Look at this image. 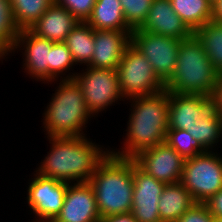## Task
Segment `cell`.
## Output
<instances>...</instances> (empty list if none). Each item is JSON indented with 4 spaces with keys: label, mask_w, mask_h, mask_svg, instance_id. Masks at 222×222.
Returning a JSON list of instances; mask_svg holds the SVG:
<instances>
[{
    "label": "cell",
    "mask_w": 222,
    "mask_h": 222,
    "mask_svg": "<svg viewBox=\"0 0 222 222\" xmlns=\"http://www.w3.org/2000/svg\"><path fill=\"white\" fill-rule=\"evenodd\" d=\"M47 140L50 150L35 172L67 183L89 182L110 152V147L96 144L88 136H52Z\"/></svg>",
    "instance_id": "obj_1"
},
{
    "label": "cell",
    "mask_w": 222,
    "mask_h": 222,
    "mask_svg": "<svg viewBox=\"0 0 222 222\" xmlns=\"http://www.w3.org/2000/svg\"><path fill=\"white\" fill-rule=\"evenodd\" d=\"M129 100V101H128ZM131 104L121 148H110L116 156L133 158L139 152L165 142L168 131L169 91L127 99Z\"/></svg>",
    "instance_id": "obj_2"
},
{
    "label": "cell",
    "mask_w": 222,
    "mask_h": 222,
    "mask_svg": "<svg viewBox=\"0 0 222 222\" xmlns=\"http://www.w3.org/2000/svg\"><path fill=\"white\" fill-rule=\"evenodd\" d=\"M98 212L103 217L131 213L133 202V158L109 152L89 180Z\"/></svg>",
    "instance_id": "obj_3"
},
{
    "label": "cell",
    "mask_w": 222,
    "mask_h": 222,
    "mask_svg": "<svg viewBox=\"0 0 222 222\" xmlns=\"http://www.w3.org/2000/svg\"><path fill=\"white\" fill-rule=\"evenodd\" d=\"M219 74L207 57L201 42L192 34L180 41L177 62L165 89L176 94L213 97Z\"/></svg>",
    "instance_id": "obj_4"
},
{
    "label": "cell",
    "mask_w": 222,
    "mask_h": 222,
    "mask_svg": "<svg viewBox=\"0 0 222 222\" xmlns=\"http://www.w3.org/2000/svg\"><path fill=\"white\" fill-rule=\"evenodd\" d=\"M57 82L59 86L55 87V93L42 114L45 138L86 136V125L93 116L86 107L80 86L74 79Z\"/></svg>",
    "instance_id": "obj_5"
},
{
    "label": "cell",
    "mask_w": 222,
    "mask_h": 222,
    "mask_svg": "<svg viewBox=\"0 0 222 222\" xmlns=\"http://www.w3.org/2000/svg\"><path fill=\"white\" fill-rule=\"evenodd\" d=\"M216 150L184 162L181 184L196 203H205L222 188V156Z\"/></svg>",
    "instance_id": "obj_6"
},
{
    "label": "cell",
    "mask_w": 222,
    "mask_h": 222,
    "mask_svg": "<svg viewBox=\"0 0 222 222\" xmlns=\"http://www.w3.org/2000/svg\"><path fill=\"white\" fill-rule=\"evenodd\" d=\"M117 75L125 100L165 89V84L155 74L148 59L131 43L118 64Z\"/></svg>",
    "instance_id": "obj_7"
},
{
    "label": "cell",
    "mask_w": 222,
    "mask_h": 222,
    "mask_svg": "<svg viewBox=\"0 0 222 222\" xmlns=\"http://www.w3.org/2000/svg\"><path fill=\"white\" fill-rule=\"evenodd\" d=\"M73 78L82 90L86 107L95 117L109 106L124 101L117 69H102L86 66Z\"/></svg>",
    "instance_id": "obj_8"
},
{
    "label": "cell",
    "mask_w": 222,
    "mask_h": 222,
    "mask_svg": "<svg viewBox=\"0 0 222 222\" xmlns=\"http://www.w3.org/2000/svg\"><path fill=\"white\" fill-rule=\"evenodd\" d=\"M131 44L148 59L155 74L165 84L174 72L180 40L137 28L131 32Z\"/></svg>",
    "instance_id": "obj_9"
},
{
    "label": "cell",
    "mask_w": 222,
    "mask_h": 222,
    "mask_svg": "<svg viewBox=\"0 0 222 222\" xmlns=\"http://www.w3.org/2000/svg\"><path fill=\"white\" fill-rule=\"evenodd\" d=\"M33 173L26 196L28 208L35 214L32 222H53L63 207L68 183Z\"/></svg>",
    "instance_id": "obj_10"
},
{
    "label": "cell",
    "mask_w": 222,
    "mask_h": 222,
    "mask_svg": "<svg viewBox=\"0 0 222 222\" xmlns=\"http://www.w3.org/2000/svg\"><path fill=\"white\" fill-rule=\"evenodd\" d=\"M133 160L142 171L159 182H181L185 160L166 142L139 152Z\"/></svg>",
    "instance_id": "obj_11"
},
{
    "label": "cell",
    "mask_w": 222,
    "mask_h": 222,
    "mask_svg": "<svg viewBox=\"0 0 222 222\" xmlns=\"http://www.w3.org/2000/svg\"><path fill=\"white\" fill-rule=\"evenodd\" d=\"M55 42L34 34L30 29L19 30L11 54L17 50L23 54V70L27 76L35 81L48 83V63H50V49ZM19 48V49H18Z\"/></svg>",
    "instance_id": "obj_12"
},
{
    "label": "cell",
    "mask_w": 222,
    "mask_h": 222,
    "mask_svg": "<svg viewBox=\"0 0 222 222\" xmlns=\"http://www.w3.org/2000/svg\"><path fill=\"white\" fill-rule=\"evenodd\" d=\"M133 202L131 214L137 222H162L159 200L166 184L142 171L133 160Z\"/></svg>",
    "instance_id": "obj_13"
},
{
    "label": "cell",
    "mask_w": 222,
    "mask_h": 222,
    "mask_svg": "<svg viewBox=\"0 0 222 222\" xmlns=\"http://www.w3.org/2000/svg\"><path fill=\"white\" fill-rule=\"evenodd\" d=\"M100 219L90 183H68L63 207L53 222H99Z\"/></svg>",
    "instance_id": "obj_14"
},
{
    "label": "cell",
    "mask_w": 222,
    "mask_h": 222,
    "mask_svg": "<svg viewBox=\"0 0 222 222\" xmlns=\"http://www.w3.org/2000/svg\"><path fill=\"white\" fill-rule=\"evenodd\" d=\"M132 31L94 29V51L87 66L117 69L126 47L131 43Z\"/></svg>",
    "instance_id": "obj_15"
},
{
    "label": "cell",
    "mask_w": 222,
    "mask_h": 222,
    "mask_svg": "<svg viewBox=\"0 0 222 222\" xmlns=\"http://www.w3.org/2000/svg\"><path fill=\"white\" fill-rule=\"evenodd\" d=\"M138 29L180 41L193 34L173 10L170 0H153L146 20Z\"/></svg>",
    "instance_id": "obj_16"
},
{
    "label": "cell",
    "mask_w": 222,
    "mask_h": 222,
    "mask_svg": "<svg viewBox=\"0 0 222 222\" xmlns=\"http://www.w3.org/2000/svg\"><path fill=\"white\" fill-rule=\"evenodd\" d=\"M212 106L211 97L169 92L168 129L189 130Z\"/></svg>",
    "instance_id": "obj_17"
},
{
    "label": "cell",
    "mask_w": 222,
    "mask_h": 222,
    "mask_svg": "<svg viewBox=\"0 0 222 222\" xmlns=\"http://www.w3.org/2000/svg\"><path fill=\"white\" fill-rule=\"evenodd\" d=\"M78 23L70 11L53 2L29 29L49 41L65 42L67 35Z\"/></svg>",
    "instance_id": "obj_18"
},
{
    "label": "cell",
    "mask_w": 222,
    "mask_h": 222,
    "mask_svg": "<svg viewBox=\"0 0 222 222\" xmlns=\"http://www.w3.org/2000/svg\"><path fill=\"white\" fill-rule=\"evenodd\" d=\"M196 202L189 191L179 182L166 184L158 203L162 222H177Z\"/></svg>",
    "instance_id": "obj_19"
},
{
    "label": "cell",
    "mask_w": 222,
    "mask_h": 222,
    "mask_svg": "<svg viewBox=\"0 0 222 222\" xmlns=\"http://www.w3.org/2000/svg\"><path fill=\"white\" fill-rule=\"evenodd\" d=\"M86 23L97 30L133 31L126 23L119 0H96Z\"/></svg>",
    "instance_id": "obj_20"
},
{
    "label": "cell",
    "mask_w": 222,
    "mask_h": 222,
    "mask_svg": "<svg viewBox=\"0 0 222 222\" xmlns=\"http://www.w3.org/2000/svg\"><path fill=\"white\" fill-rule=\"evenodd\" d=\"M207 151H216L222 139V116L212 106L187 130Z\"/></svg>",
    "instance_id": "obj_21"
},
{
    "label": "cell",
    "mask_w": 222,
    "mask_h": 222,
    "mask_svg": "<svg viewBox=\"0 0 222 222\" xmlns=\"http://www.w3.org/2000/svg\"><path fill=\"white\" fill-rule=\"evenodd\" d=\"M173 10L194 32L213 19V4L209 0H170Z\"/></svg>",
    "instance_id": "obj_22"
},
{
    "label": "cell",
    "mask_w": 222,
    "mask_h": 222,
    "mask_svg": "<svg viewBox=\"0 0 222 222\" xmlns=\"http://www.w3.org/2000/svg\"><path fill=\"white\" fill-rule=\"evenodd\" d=\"M64 43L71 52L74 63L87 66L93 57L94 29L86 22H79L67 35Z\"/></svg>",
    "instance_id": "obj_23"
},
{
    "label": "cell",
    "mask_w": 222,
    "mask_h": 222,
    "mask_svg": "<svg viewBox=\"0 0 222 222\" xmlns=\"http://www.w3.org/2000/svg\"><path fill=\"white\" fill-rule=\"evenodd\" d=\"M193 34L201 42L215 71L222 75V23L211 20Z\"/></svg>",
    "instance_id": "obj_24"
},
{
    "label": "cell",
    "mask_w": 222,
    "mask_h": 222,
    "mask_svg": "<svg viewBox=\"0 0 222 222\" xmlns=\"http://www.w3.org/2000/svg\"><path fill=\"white\" fill-rule=\"evenodd\" d=\"M73 65L76 66L67 45L64 42H55L50 49V63H48L47 84L49 85L51 83H55L57 80L73 79L77 73L69 72L74 70Z\"/></svg>",
    "instance_id": "obj_25"
},
{
    "label": "cell",
    "mask_w": 222,
    "mask_h": 222,
    "mask_svg": "<svg viewBox=\"0 0 222 222\" xmlns=\"http://www.w3.org/2000/svg\"><path fill=\"white\" fill-rule=\"evenodd\" d=\"M15 26L29 29L50 7L54 0H9Z\"/></svg>",
    "instance_id": "obj_26"
},
{
    "label": "cell",
    "mask_w": 222,
    "mask_h": 222,
    "mask_svg": "<svg viewBox=\"0 0 222 222\" xmlns=\"http://www.w3.org/2000/svg\"><path fill=\"white\" fill-rule=\"evenodd\" d=\"M18 33L10 1L0 0V60L2 62L11 55Z\"/></svg>",
    "instance_id": "obj_27"
},
{
    "label": "cell",
    "mask_w": 222,
    "mask_h": 222,
    "mask_svg": "<svg viewBox=\"0 0 222 222\" xmlns=\"http://www.w3.org/2000/svg\"><path fill=\"white\" fill-rule=\"evenodd\" d=\"M165 142L178 152L184 160L207 152L200 142L185 130L168 129Z\"/></svg>",
    "instance_id": "obj_28"
},
{
    "label": "cell",
    "mask_w": 222,
    "mask_h": 222,
    "mask_svg": "<svg viewBox=\"0 0 222 222\" xmlns=\"http://www.w3.org/2000/svg\"><path fill=\"white\" fill-rule=\"evenodd\" d=\"M126 23L134 30L146 20L153 0H119Z\"/></svg>",
    "instance_id": "obj_29"
},
{
    "label": "cell",
    "mask_w": 222,
    "mask_h": 222,
    "mask_svg": "<svg viewBox=\"0 0 222 222\" xmlns=\"http://www.w3.org/2000/svg\"><path fill=\"white\" fill-rule=\"evenodd\" d=\"M60 6H63L79 22H86L92 14L96 0H54Z\"/></svg>",
    "instance_id": "obj_30"
},
{
    "label": "cell",
    "mask_w": 222,
    "mask_h": 222,
    "mask_svg": "<svg viewBox=\"0 0 222 222\" xmlns=\"http://www.w3.org/2000/svg\"><path fill=\"white\" fill-rule=\"evenodd\" d=\"M213 216L204 203H196L177 222H212Z\"/></svg>",
    "instance_id": "obj_31"
},
{
    "label": "cell",
    "mask_w": 222,
    "mask_h": 222,
    "mask_svg": "<svg viewBox=\"0 0 222 222\" xmlns=\"http://www.w3.org/2000/svg\"><path fill=\"white\" fill-rule=\"evenodd\" d=\"M212 216L222 218V188L204 203Z\"/></svg>",
    "instance_id": "obj_32"
},
{
    "label": "cell",
    "mask_w": 222,
    "mask_h": 222,
    "mask_svg": "<svg viewBox=\"0 0 222 222\" xmlns=\"http://www.w3.org/2000/svg\"><path fill=\"white\" fill-rule=\"evenodd\" d=\"M212 99L213 106L216 108V111L222 116V75H219L215 93Z\"/></svg>",
    "instance_id": "obj_33"
},
{
    "label": "cell",
    "mask_w": 222,
    "mask_h": 222,
    "mask_svg": "<svg viewBox=\"0 0 222 222\" xmlns=\"http://www.w3.org/2000/svg\"><path fill=\"white\" fill-rule=\"evenodd\" d=\"M99 222H137L131 213L103 217Z\"/></svg>",
    "instance_id": "obj_34"
},
{
    "label": "cell",
    "mask_w": 222,
    "mask_h": 222,
    "mask_svg": "<svg viewBox=\"0 0 222 222\" xmlns=\"http://www.w3.org/2000/svg\"><path fill=\"white\" fill-rule=\"evenodd\" d=\"M213 21L222 23V0L213 4Z\"/></svg>",
    "instance_id": "obj_35"
},
{
    "label": "cell",
    "mask_w": 222,
    "mask_h": 222,
    "mask_svg": "<svg viewBox=\"0 0 222 222\" xmlns=\"http://www.w3.org/2000/svg\"><path fill=\"white\" fill-rule=\"evenodd\" d=\"M212 222H222V218L213 216Z\"/></svg>",
    "instance_id": "obj_36"
},
{
    "label": "cell",
    "mask_w": 222,
    "mask_h": 222,
    "mask_svg": "<svg viewBox=\"0 0 222 222\" xmlns=\"http://www.w3.org/2000/svg\"><path fill=\"white\" fill-rule=\"evenodd\" d=\"M212 4H215L218 0H209Z\"/></svg>",
    "instance_id": "obj_37"
}]
</instances>
